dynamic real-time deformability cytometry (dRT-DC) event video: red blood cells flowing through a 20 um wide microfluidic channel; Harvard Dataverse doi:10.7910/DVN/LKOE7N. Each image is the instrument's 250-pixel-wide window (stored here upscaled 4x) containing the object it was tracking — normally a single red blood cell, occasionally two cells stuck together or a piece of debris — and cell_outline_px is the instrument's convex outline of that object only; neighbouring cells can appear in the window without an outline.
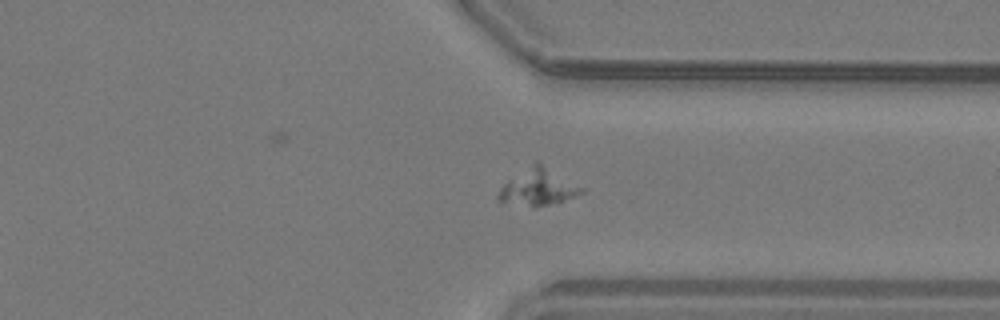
{"species": "common noctule bat (a hibernating species)", "species_latin": "Nyctalus noctula", "temperature_condition": "warm", "stored_images_in_passage": 33, "camera_frame_rate_fps": 3000, "um_per_image_px": 0.085, "animal": {"sex": "male", "body_mass_g": 19.2, "forearm_length_mm": 51.8}, "frame": {"image": 1, "passage_image": 23, "time_ms": 7.333, "image_size_px": [1000, 320], "cell_outline_px": [[584, 192], [576, 196], [536, 208], [532, 208], [496, 200], [496, 196], [500, 188], [508, 180], [536, 160], [584, 188]], "centroid_in_image_um": [45.71, 15.92], "position_along_channel_um": 365.7, "area_um2": 17.74}}
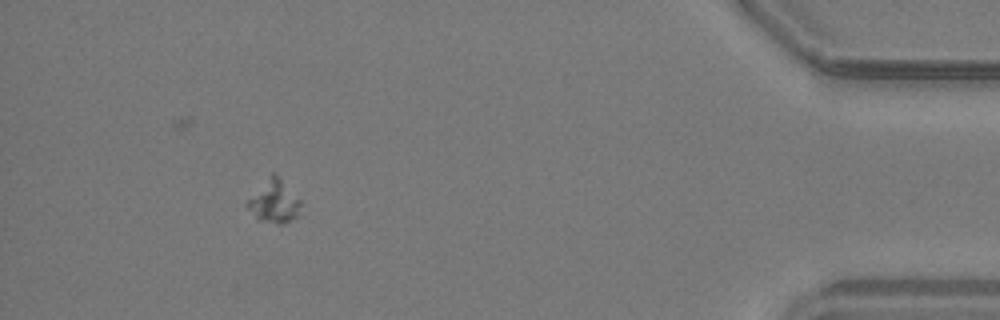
{"frame": {"image": 2, "passage_image": 30, "time_ms": 9.667, "image_size_px": [1000, 320], "cell_outline_px": [[300, 204], [296, 216], [280, 224], [276, 224], [256, 220], [244, 204], [272, 172], [276, 172], [300, 200]], "centroid_in_image_um": [23.25, 17.12], "position_along_channel_um": 412.0, "area_um2": 13.18}}